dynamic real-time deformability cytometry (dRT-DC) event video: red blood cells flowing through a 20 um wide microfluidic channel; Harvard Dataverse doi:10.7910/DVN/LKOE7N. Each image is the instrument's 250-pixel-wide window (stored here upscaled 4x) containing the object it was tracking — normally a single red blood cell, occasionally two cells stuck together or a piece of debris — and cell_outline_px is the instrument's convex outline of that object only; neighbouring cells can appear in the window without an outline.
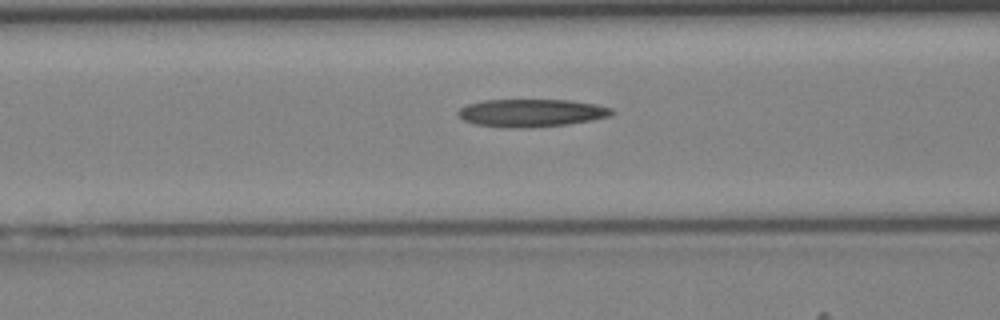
{"species": "Egyptian fruit bat (a non-hibernating species)", "species_latin": "Rousettus aegyptiacus", "temperature_condition": "cold", "stored_images_in_passage": 42, "camera_frame_rate_fps": 3000, "um_per_image_px": 0.085, "animal": {"sex": "female"}, "frame": {"image": 1, "passage_image": 17, "time_ms": 5.333, "image_size_px": [1000, 320], "cell_outline_px": [[616, 112], [612, 116], [592, 120], [568, 124], [528, 128], [504, 128], [476, 124], [464, 120], [456, 112], [460, 108], [468, 104], [484, 100], [572, 100], [596, 104], [612, 108]], "centroid_in_image_um": [45.21, 9.6], "position_along_channel_um": 121.4, "area_um2": 25.09}}
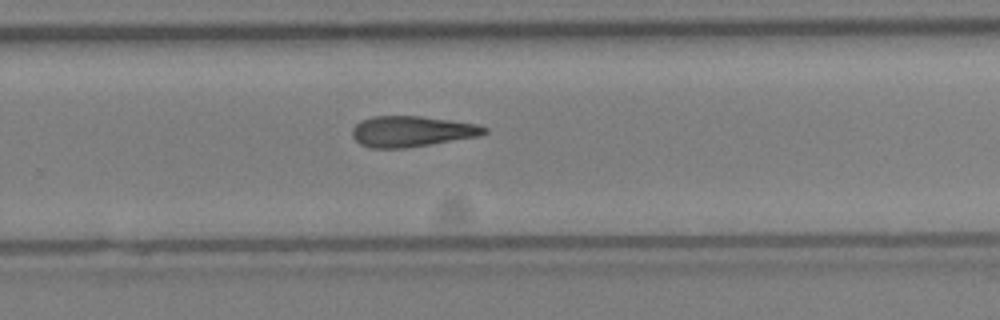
{"frame": {"image": 2, "passage_image": 28, "time_ms": 9.0, "image_size_px": [1000, 320], "cell_outline_px": [[488, 132], [480, 136], [404, 148], [368, 148], [360, 144], [352, 136], [352, 128], [360, 120], [372, 116], [420, 116], [476, 124], [488, 128]], "centroid_in_image_um": [34.96, 11.17], "position_along_channel_um": 294.8, "area_um2": 23.64}}
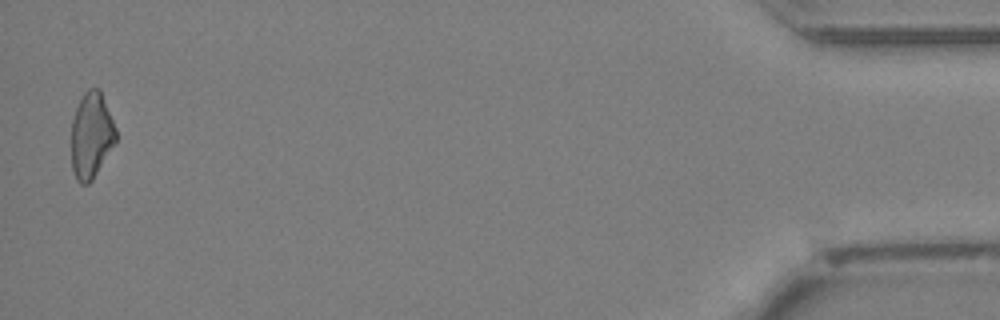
{"frame": {"image": 3, "passage_image": 42, "time_ms": 13.667, "image_size_px": [1000, 320], "cell_outline_px": [[116, 144], [92, 180], [88, 184], [80, 184], [76, 180], [72, 168], [72, 120], [76, 108], [84, 92], [88, 88], [100, 88], [116, 128]], "centroid_in_image_um": [7.78, 11.51], "position_along_channel_um": 427.4, "area_um2": 22.48}}